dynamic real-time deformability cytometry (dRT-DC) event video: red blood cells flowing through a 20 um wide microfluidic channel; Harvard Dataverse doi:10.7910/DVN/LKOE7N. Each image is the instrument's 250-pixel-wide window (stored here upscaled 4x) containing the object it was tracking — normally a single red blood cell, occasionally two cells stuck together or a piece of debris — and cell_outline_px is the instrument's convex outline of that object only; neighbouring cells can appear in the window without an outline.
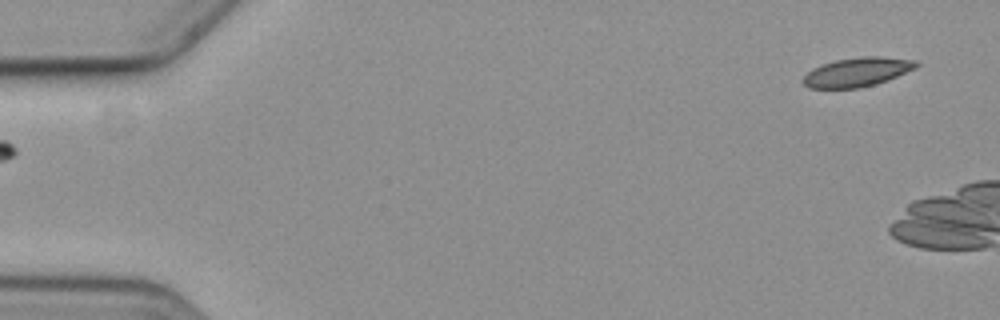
{"species": "common noctule bat (a hibernating species)", "species_latin": "Nyctalus noctula", "temperature_condition": "cold", "stored_images_in_passage": 2, "camera_frame_rate_fps": 3000, "um_per_image_px": 0.085, "animal": {"sex": "female", "body_mass_g": 19.3, "forearm_length_mm": 54.1}, "frame": {"image": 1, "passage_image": 2, "time_ms": 1.333, "image_size_px": [1000, 320], "cell_outline_px": [[920, 64], [916, 68], [888, 80], [876, 84], [860, 88], [808, 88], [800, 80], [812, 68], [820, 64], [836, 60], [860, 56], [880, 56], [916, 60]], "centroid_in_image_um": [72.85, 6.12], "position_along_channel_um": 12.1, "area_um2": 19.42}}